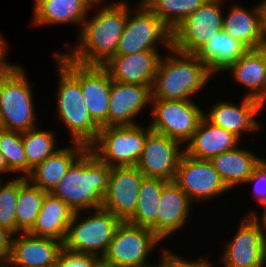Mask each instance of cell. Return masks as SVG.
<instances>
[{
	"instance_id": "cell-1",
	"label": "cell",
	"mask_w": 266,
	"mask_h": 267,
	"mask_svg": "<svg viewBox=\"0 0 266 267\" xmlns=\"http://www.w3.org/2000/svg\"><path fill=\"white\" fill-rule=\"evenodd\" d=\"M93 18L84 20L77 47L63 53L75 63L103 66L116 55L125 28L127 1L104 5Z\"/></svg>"
},
{
	"instance_id": "cell-2",
	"label": "cell",
	"mask_w": 266,
	"mask_h": 267,
	"mask_svg": "<svg viewBox=\"0 0 266 267\" xmlns=\"http://www.w3.org/2000/svg\"><path fill=\"white\" fill-rule=\"evenodd\" d=\"M110 171L111 167L87 148L51 193L74 212L101 208Z\"/></svg>"
},
{
	"instance_id": "cell-3",
	"label": "cell",
	"mask_w": 266,
	"mask_h": 267,
	"mask_svg": "<svg viewBox=\"0 0 266 267\" xmlns=\"http://www.w3.org/2000/svg\"><path fill=\"white\" fill-rule=\"evenodd\" d=\"M58 61L59 87L57 111L60 120L71 132L74 143L87 148L96 140L100 128L93 122L84 102L80 85V64L68 59L63 53H54Z\"/></svg>"
},
{
	"instance_id": "cell-4",
	"label": "cell",
	"mask_w": 266,
	"mask_h": 267,
	"mask_svg": "<svg viewBox=\"0 0 266 267\" xmlns=\"http://www.w3.org/2000/svg\"><path fill=\"white\" fill-rule=\"evenodd\" d=\"M171 55L160 58L151 86V99L192 100L212 74L195 55L170 49Z\"/></svg>"
},
{
	"instance_id": "cell-5",
	"label": "cell",
	"mask_w": 266,
	"mask_h": 267,
	"mask_svg": "<svg viewBox=\"0 0 266 267\" xmlns=\"http://www.w3.org/2000/svg\"><path fill=\"white\" fill-rule=\"evenodd\" d=\"M24 69L13 65L0 75V114L4 130L26 132L35 126L33 93Z\"/></svg>"
},
{
	"instance_id": "cell-6",
	"label": "cell",
	"mask_w": 266,
	"mask_h": 267,
	"mask_svg": "<svg viewBox=\"0 0 266 267\" xmlns=\"http://www.w3.org/2000/svg\"><path fill=\"white\" fill-rule=\"evenodd\" d=\"M151 131L150 125L105 126L88 149L111 168L136 166Z\"/></svg>"
},
{
	"instance_id": "cell-7",
	"label": "cell",
	"mask_w": 266,
	"mask_h": 267,
	"mask_svg": "<svg viewBox=\"0 0 266 267\" xmlns=\"http://www.w3.org/2000/svg\"><path fill=\"white\" fill-rule=\"evenodd\" d=\"M79 215L80 211L73 214L63 247L102 259L122 221L102 207L94 209L93 214L84 220Z\"/></svg>"
},
{
	"instance_id": "cell-8",
	"label": "cell",
	"mask_w": 266,
	"mask_h": 267,
	"mask_svg": "<svg viewBox=\"0 0 266 267\" xmlns=\"http://www.w3.org/2000/svg\"><path fill=\"white\" fill-rule=\"evenodd\" d=\"M136 8L137 14L131 17L127 3L125 28L120 37L116 55H132L136 52L157 50L158 43L170 50L172 31L142 1Z\"/></svg>"
},
{
	"instance_id": "cell-9",
	"label": "cell",
	"mask_w": 266,
	"mask_h": 267,
	"mask_svg": "<svg viewBox=\"0 0 266 267\" xmlns=\"http://www.w3.org/2000/svg\"><path fill=\"white\" fill-rule=\"evenodd\" d=\"M161 240L149 228L121 222L101 259L102 267H143L149 265L152 248Z\"/></svg>"
},
{
	"instance_id": "cell-10",
	"label": "cell",
	"mask_w": 266,
	"mask_h": 267,
	"mask_svg": "<svg viewBox=\"0 0 266 267\" xmlns=\"http://www.w3.org/2000/svg\"><path fill=\"white\" fill-rule=\"evenodd\" d=\"M151 103V130L181 145L190 141L205 114L192 100L151 99Z\"/></svg>"
},
{
	"instance_id": "cell-11",
	"label": "cell",
	"mask_w": 266,
	"mask_h": 267,
	"mask_svg": "<svg viewBox=\"0 0 266 267\" xmlns=\"http://www.w3.org/2000/svg\"><path fill=\"white\" fill-rule=\"evenodd\" d=\"M223 0H207L172 31V48L196 54L223 26Z\"/></svg>"
},
{
	"instance_id": "cell-12",
	"label": "cell",
	"mask_w": 266,
	"mask_h": 267,
	"mask_svg": "<svg viewBox=\"0 0 266 267\" xmlns=\"http://www.w3.org/2000/svg\"><path fill=\"white\" fill-rule=\"evenodd\" d=\"M174 182L192 203L212 199L229 190L210 160L197 159L185 152L179 160Z\"/></svg>"
},
{
	"instance_id": "cell-13",
	"label": "cell",
	"mask_w": 266,
	"mask_h": 267,
	"mask_svg": "<svg viewBox=\"0 0 266 267\" xmlns=\"http://www.w3.org/2000/svg\"><path fill=\"white\" fill-rule=\"evenodd\" d=\"M261 220V221H260ZM251 212L238 226V232L228 242L223 252L225 267H261L263 265V241L265 221ZM264 227V228H263Z\"/></svg>"
},
{
	"instance_id": "cell-14",
	"label": "cell",
	"mask_w": 266,
	"mask_h": 267,
	"mask_svg": "<svg viewBox=\"0 0 266 267\" xmlns=\"http://www.w3.org/2000/svg\"><path fill=\"white\" fill-rule=\"evenodd\" d=\"M143 177L136 166L112 167L101 207L127 222L137 209Z\"/></svg>"
},
{
	"instance_id": "cell-15",
	"label": "cell",
	"mask_w": 266,
	"mask_h": 267,
	"mask_svg": "<svg viewBox=\"0 0 266 267\" xmlns=\"http://www.w3.org/2000/svg\"><path fill=\"white\" fill-rule=\"evenodd\" d=\"M180 145L176 140L151 131L136 167L144 177L174 181L179 160L184 153Z\"/></svg>"
},
{
	"instance_id": "cell-16",
	"label": "cell",
	"mask_w": 266,
	"mask_h": 267,
	"mask_svg": "<svg viewBox=\"0 0 266 267\" xmlns=\"http://www.w3.org/2000/svg\"><path fill=\"white\" fill-rule=\"evenodd\" d=\"M62 248L63 242L53 238L29 232H22L19 237L15 234L11 240L10 258L4 267H53Z\"/></svg>"
},
{
	"instance_id": "cell-17",
	"label": "cell",
	"mask_w": 266,
	"mask_h": 267,
	"mask_svg": "<svg viewBox=\"0 0 266 267\" xmlns=\"http://www.w3.org/2000/svg\"><path fill=\"white\" fill-rule=\"evenodd\" d=\"M151 103V87L111 82L108 126L136 125L133 118Z\"/></svg>"
},
{
	"instance_id": "cell-18",
	"label": "cell",
	"mask_w": 266,
	"mask_h": 267,
	"mask_svg": "<svg viewBox=\"0 0 266 267\" xmlns=\"http://www.w3.org/2000/svg\"><path fill=\"white\" fill-rule=\"evenodd\" d=\"M160 58L158 50L115 55L103 67L113 81L151 87Z\"/></svg>"
},
{
	"instance_id": "cell-19",
	"label": "cell",
	"mask_w": 266,
	"mask_h": 267,
	"mask_svg": "<svg viewBox=\"0 0 266 267\" xmlns=\"http://www.w3.org/2000/svg\"><path fill=\"white\" fill-rule=\"evenodd\" d=\"M111 77L103 66L80 64V85L84 102L93 122L99 127L108 126V108Z\"/></svg>"
},
{
	"instance_id": "cell-20",
	"label": "cell",
	"mask_w": 266,
	"mask_h": 267,
	"mask_svg": "<svg viewBox=\"0 0 266 267\" xmlns=\"http://www.w3.org/2000/svg\"><path fill=\"white\" fill-rule=\"evenodd\" d=\"M262 107L264 105L260 101L245 95L240 106L220 101L214 104L204 117L213 125L222 127L241 139L244 131L260 130L259 121L254 116L262 110Z\"/></svg>"
},
{
	"instance_id": "cell-21",
	"label": "cell",
	"mask_w": 266,
	"mask_h": 267,
	"mask_svg": "<svg viewBox=\"0 0 266 267\" xmlns=\"http://www.w3.org/2000/svg\"><path fill=\"white\" fill-rule=\"evenodd\" d=\"M192 204L174 181L163 186L157 213V237L161 241L187 223Z\"/></svg>"
},
{
	"instance_id": "cell-22",
	"label": "cell",
	"mask_w": 266,
	"mask_h": 267,
	"mask_svg": "<svg viewBox=\"0 0 266 267\" xmlns=\"http://www.w3.org/2000/svg\"><path fill=\"white\" fill-rule=\"evenodd\" d=\"M240 141L233 133L213 125L203 117L184 147V152L197 159L210 160L220 153L236 148Z\"/></svg>"
},
{
	"instance_id": "cell-23",
	"label": "cell",
	"mask_w": 266,
	"mask_h": 267,
	"mask_svg": "<svg viewBox=\"0 0 266 267\" xmlns=\"http://www.w3.org/2000/svg\"><path fill=\"white\" fill-rule=\"evenodd\" d=\"M231 71L233 78L248 87L246 97L266 102V55L261 48L248 49L226 71Z\"/></svg>"
},
{
	"instance_id": "cell-24",
	"label": "cell",
	"mask_w": 266,
	"mask_h": 267,
	"mask_svg": "<svg viewBox=\"0 0 266 267\" xmlns=\"http://www.w3.org/2000/svg\"><path fill=\"white\" fill-rule=\"evenodd\" d=\"M102 0H35V25L77 23L81 25L91 10ZM94 4V5H93Z\"/></svg>"
},
{
	"instance_id": "cell-25",
	"label": "cell",
	"mask_w": 266,
	"mask_h": 267,
	"mask_svg": "<svg viewBox=\"0 0 266 267\" xmlns=\"http://www.w3.org/2000/svg\"><path fill=\"white\" fill-rule=\"evenodd\" d=\"M61 147L56 153L38 164L26 177L34 186L51 193L67 173L72 163L87 149L80 143Z\"/></svg>"
},
{
	"instance_id": "cell-26",
	"label": "cell",
	"mask_w": 266,
	"mask_h": 267,
	"mask_svg": "<svg viewBox=\"0 0 266 267\" xmlns=\"http://www.w3.org/2000/svg\"><path fill=\"white\" fill-rule=\"evenodd\" d=\"M75 212L52 193H46L30 234L64 242Z\"/></svg>"
},
{
	"instance_id": "cell-27",
	"label": "cell",
	"mask_w": 266,
	"mask_h": 267,
	"mask_svg": "<svg viewBox=\"0 0 266 267\" xmlns=\"http://www.w3.org/2000/svg\"><path fill=\"white\" fill-rule=\"evenodd\" d=\"M263 158L247 149L236 147L210 159L227 188L245 183Z\"/></svg>"
},
{
	"instance_id": "cell-28",
	"label": "cell",
	"mask_w": 266,
	"mask_h": 267,
	"mask_svg": "<svg viewBox=\"0 0 266 267\" xmlns=\"http://www.w3.org/2000/svg\"><path fill=\"white\" fill-rule=\"evenodd\" d=\"M223 18L222 30L243 44L247 49L261 48L263 39L260 30L258 5L249 11L238 4L231 7Z\"/></svg>"
},
{
	"instance_id": "cell-29",
	"label": "cell",
	"mask_w": 266,
	"mask_h": 267,
	"mask_svg": "<svg viewBox=\"0 0 266 267\" xmlns=\"http://www.w3.org/2000/svg\"><path fill=\"white\" fill-rule=\"evenodd\" d=\"M248 49L223 30L195 54L211 74L225 71Z\"/></svg>"
},
{
	"instance_id": "cell-30",
	"label": "cell",
	"mask_w": 266,
	"mask_h": 267,
	"mask_svg": "<svg viewBox=\"0 0 266 267\" xmlns=\"http://www.w3.org/2000/svg\"><path fill=\"white\" fill-rule=\"evenodd\" d=\"M167 182L160 178L143 177L140 184L137 209L127 222L149 228L157 236V213L161 192Z\"/></svg>"
},
{
	"instance_id": "cell-31",
	"label": "cell",
	"mask_w": 266,
	"mask_h": 267,
	"mask_svg": "<svg viewBox=\"0 0 266 267\" xmlns=\"http://www.w3.org/2000/svg\"><path fill=\"white\" fill-rule=\"evenodd\" d=\"M47 192L34 186L26 177L19 176L16 203V234L29 232L34 226Z\"/></svg>"
},
{
	"instance_id": "cell-32",
	"label": "cell",
	"mask_w": 266,
	"mask_h": 267,
	"mask_svg": "<svg viewBox=\"0 0 266 267\" xmlns=\"http://www.w3.org/2000/svg\"><path fill=\"white\" fill-rule=\"evenodd\" d=\"M171 31L207 0H141Z\"/></svg>"
},
{
	"instance_id": "cell-33",
	"label": "cell",
	"mask_w": 266,
	"mask_h": 267,
	"mask_svg": "<svg viewBox=\"0 0 266 267\" xmlns=\"http://www.w3.org/2000/svg\"><path fill=\"white\" fill-rule=\"evenodd\" d=\"M22 140L27 159V176L38 164L56 153V139L52 131L35 128L22 132Z\"/></svg>"
},
{
	"instance_id": "cell-34",
	"label": "cell",
	"mask_w": 266,
	"mask_h": 267,
	"mask_svg": "<svg viewBox=\"0 0 266 267\" xmlns=\"http://www.w3.org/2000/svg\"><path fill=\"white\" fill-rule=\"evenodd\" d=\"M0 152L11 173L21 172L20 176L27 177V159L21 132L0 130Z\"/></svg>"
},
{
	"instance_id": "cell-35",
	"label": "cell",
	"mask_w": 266,
	"mask_h": 267,
	"mask_svg": "<svg viewBox=\"0 0 266 267\" xmlns=\"http://www.w3.org/2000/svg\"><path fill=\"white\" fill-rule=\"evenodd\" d=\"M19 192V176L7 183L0 180V226L16 234V203Z\"/></svg>"
},
{
	"instance_id": "cell-36",
	"label": "cell",
	"mask_w": 266,
	"mask_h": 267,
	"mask_svg": "<svg viewBox=\"0 0 266 267\" xmlns=\"http://www.w3.org/2000/svg\"><path fill=\"white\" fill-rule=\"evenodd\" d=\"M53 267H102V264L97 256L63 247Z\"/></svg>"
},
{
	"instance_id": "cell-37",
	"label": "cell",
	"mask_w": 266,
	"mask_h": 267,
	"mask_svg": "<svg viewBox=\"0 0 266 267\" xmlns=\"http://www.w3.org/2000/svg\"><path fill=\"white\" fill-rule=\"evenodd\" d=\"M254 184V195L262 206H266V159L263 158L255 167L253 173L245 183Z\"/></svg>"
},
{
	"instance_id": "cell-38",
	"label": "cell",
	"mask_w": 266,
	"mask_h": 267,
	"mask_svg": "<svg viewBox=\"0 0 266 267\" xmlns=\"http://www.w3.org/2000/svg\"><path fill=\"white\" fill-rule=\"evenodd\" d=\"M162 259L159 260V267H212L209 260L199 258L196 261H185L183 258L174 255L171 251L164 250L161 253Z\"/></svg>"
},
{
	"instance_id": "cell-39",
	"label": "cell",
	"mask_w": 266,
	"mask_h": 267,
	"mask_svg": "<svg viewBox=\"0 0 266 267\" xmlns=\"http://www.w3.org/2000/svg\"><path fill=\"white\" fill-rule=\"evenodd\" d=\"M13 234L0 226V267H4L11 254V240Z\"/></svg>"
},
{
	"instance_id": "cell-40",
	"label": "cell",
	"mask_w": 266,
	"mask_h": 267,
	"mask_svg": "<svg viewBox=\"0 0 266 267\" xmlns=\"http://www.w3.org/2000/svg\"><path fill=\"white\" fill-rule=\"evenodd\" d=\"M7 51V43L0 34V75L8 71L14 65L5 61V54Z\"/></svg>"
},
{
	"instance_id": "cell-41",
	"label": "cell",
	"mask_w": 266,
	"mask_h": 267,
	"mask_svg": "<svg viewBox=\"0 0 266 267\" xmlns=\"http://www.w3.org/2000/svg\"><path fill=\"white\" fill-rule=\"evenodd\" d=\"M258 5L260 13V30L263 44L266 45V0L261 1Z\"/></svg>"
},
{
	"instance_id": "cell-42",
	"label": "cell",
	"mask_w": 266,
	"mask_h": 267,
	"mask_svg": "<svg viewBox=\"0 0 266 267\" xmlns=\"http://www.w3.org/2000/svg\"><path fill=\"white\" fill-rule=\"evenodd\" d=\"M10 173L11 171L8 169V166L6 165V162L4 160V157L2 155V153L0 152V173ZM0 180H1V176H0Z\"/></svg>"
},
{
	"instance_id": "cell-43",
	"label": "cell",
	"mask_w": 266,
	"mask_h": 267,
	"mask_svg": "<svg viewBox=\"0 0 266 267\" xmlns=\"http://www.w3.org/2000/svg\"><path fill=\"white\" fill-rule=\"evenodd\" d=\"M265 233H266V222H265ZM266 264V234L264 236V241H263V265L265 266Z\"/></svg>"
},
{
	"instance_id": "cell-44",
	"label": "cell",
	"mask_w": 266,
	"mask_h": 267,
	"mask_svg": "<svg viewBox=\"0 0 266 267\" xmlns=\"http://www.w3.org/2000/svg\"><path fill=\"white\" fill-rule=\"evenodd\" d=\"M266 222V206L264 207L263 215L261 217Z\"/></svg>"
},
{
	"instance_id": "cell-45",
	"label": "cell",
	"mask_w": 266,
	"mask_h": 267,
	"mask_svg": "<svg viewBox=\"0 0 266 267\" xmlns=\"http://www.w3.org/2000/svg\"><path fill=\"white\" fill-rule=\"evenodd\" d=\"M143 267H159V265H151V264H149V265H146V266H143Z\"/></svg>"
},
{
	"instance_id": "cell-46",
	"label": "cell",
	"mask_w": 266,
	"mask_h": 267,
	"mask_svg": "<svg viewBox=\"0 0 266 267\" xmlns=\"http://www.w3.org/2000/svg\"><path fill=\"white\" fill-rule=\"evenodd\" d=\"M3 129V126H2V119H1V114H0V130Z\"/></svg>"
},
{
	"instance_id": "cell-47",
	"label": "cell",
	"mask_w": 266,
	"mask_h": 267,
	"mask_svg": "<svg viewBox=\"0 0 266 267\" xmlns=\"http://www.w3.org/2000/svg\"><path fill=\"white\" fill-rule=\"evenodd\" d=\"M262 48L265 50V55H266V45H263Z\"/></svg>"
}]
</instances>
